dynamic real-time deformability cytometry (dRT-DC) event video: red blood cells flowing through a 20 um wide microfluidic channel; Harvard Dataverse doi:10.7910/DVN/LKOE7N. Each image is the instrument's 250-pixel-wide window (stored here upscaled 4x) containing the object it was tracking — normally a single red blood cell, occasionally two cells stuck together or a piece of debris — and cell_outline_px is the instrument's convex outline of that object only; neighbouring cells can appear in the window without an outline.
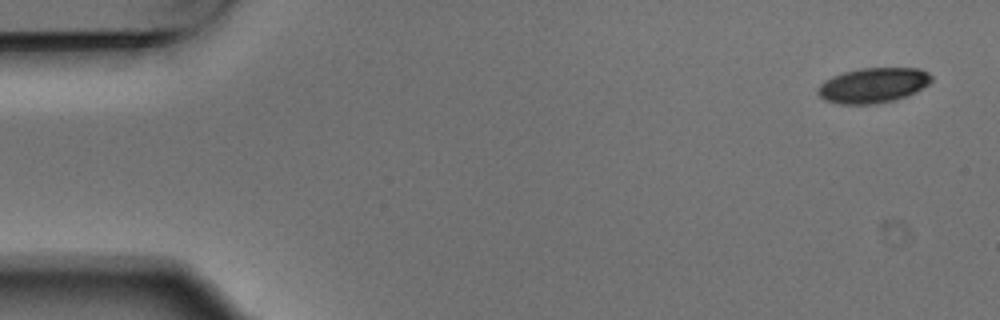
{"species": "Egyptian fruit bat (a non-hibernating species)", "species_latin": "Rousettus aegyptiacus", "temperature_condition": "warm", "stored_images_in_passage": 10, "camera_frame_rate_fps": 3000, "um_per_image_px": 0.085, "animal": {"sex": "male"}, "frame": {"image": 1, "passage_image": 1, "time_ms": 0.0, "image_size_px": [1000, 320], "cell_outline_px": [[932, 80], [928, 84], [896, 100], [876, 104], [840, 104], [824, 100], [816, 92], [816, 88], [824, 80], [832, 76], [844, 72], [860, 68], [920, 68], [928, 72], [932, 76]], "centroid_in_image_um": [74.17, 7.25], "position_along_channel_um": 10.8, "area_um2": 23.24}}
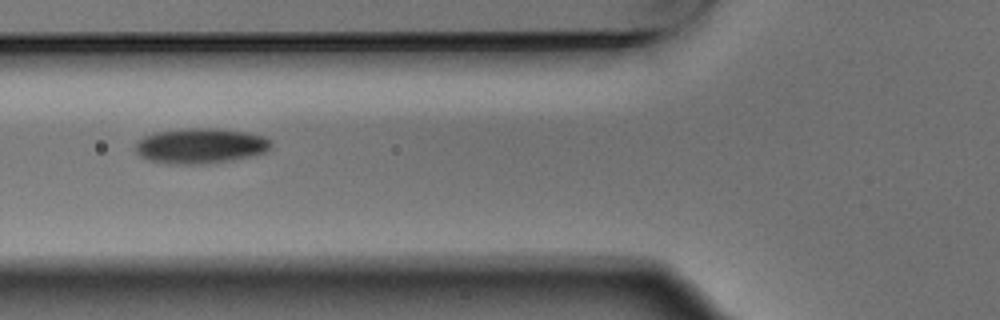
{"frame": {"image": 2, "passage_image": 6, "time_ms": 1.667, "image_size_px": [1000, 320], "cell_outline_px": [[272, 144], [268, 152], [252, 156], [232, 160], [208, 164], [168, 164], [148, 160], [140, 156], [136, 152], [136, 144], [144, 136], [156, 132], [188, 128], [216, 128], [244, 132], [264, 136]], "centroid_in_image_um": [17.06, 12.41], "position_along_channel_um": 108.7, "area_um2": 27.98}}
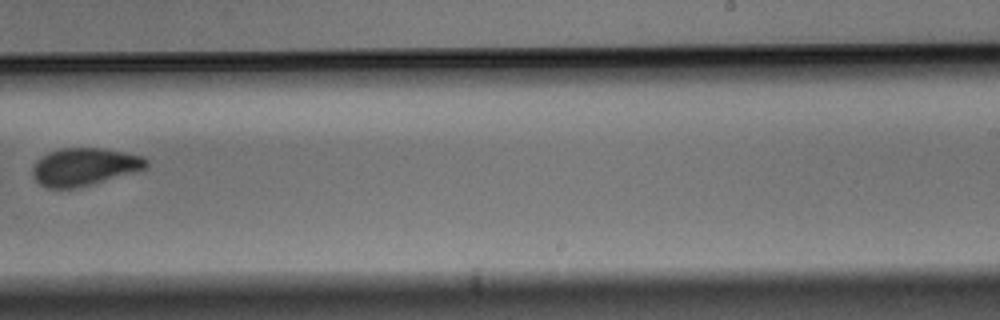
{"frame": {"image": 3, "passage_image": 10, "time_ms": 3.0, "image_size_px": [1000, 320], "cell_outline_px": [[148, 168], [92, 184], [76, 188], [48, 188], [40, 184], [32, 176], [32, 168], [36, 160], [48, 152], [64, 148], [100, 148], [144, 156], [148, 160]], "centroid_in_image_um": [7.16, 14.18], "position_along_channel_um": 281.8, "area_um2": 24.91}}